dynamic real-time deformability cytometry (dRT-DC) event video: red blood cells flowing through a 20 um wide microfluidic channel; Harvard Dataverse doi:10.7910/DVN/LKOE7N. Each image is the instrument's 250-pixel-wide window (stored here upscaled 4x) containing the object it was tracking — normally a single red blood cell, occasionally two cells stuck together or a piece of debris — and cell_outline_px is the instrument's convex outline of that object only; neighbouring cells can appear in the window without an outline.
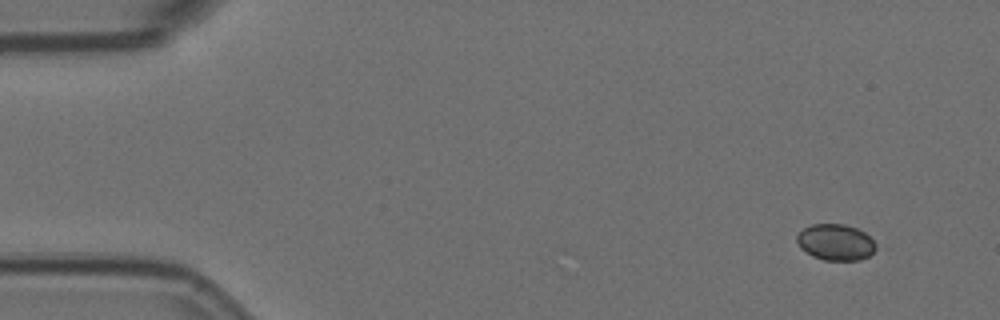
{"species": "Egyptian fruit bat (a non-hibernating species)", "species_latin": "Rousettus aegyptiacus", "temperature_condition": "room temperature", "stored_images_in_passage": 54, "camera_frame_rate_fps": 3000, "um_per_image_px": 0.085, "animal": {"sex": "female"}, "frame": {"image": 1, "passage_image": 1, "time_ms": 0.0, "image_size_px": [1000, 320], "cell_outline_px": [[872, 252], [864, 256], [848, 260], [832, 260], [816, 256], [808, 252], [800, 244], [800, 240], [808, 228], [820, 224], [832, 224], [852, 228], [860, 232], [872, 244]], "centroid_in_image_um": [71.02, 20.61], "position_along_channel_um": 14.0, "area_um2": 14.28}}
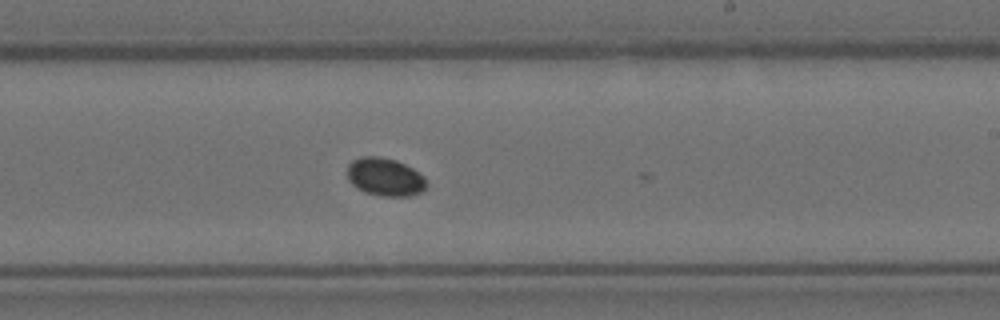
{"frame": {"image": 2, "passage_image": 31, "time_ms": 10.0, "image_size_px": [1000, 320], "cell_outline_px": [[420, 188], [408, 192], [380, 192], [364, 188], [352, 180], [352, 168], [360, 160], [384, 160], [400, 164], [408, 168], [420, 180]], "centroid_in_image_um": [32.69, 15.01], "position_along_channel_um": 256.3, "area_um2": 12.6}}
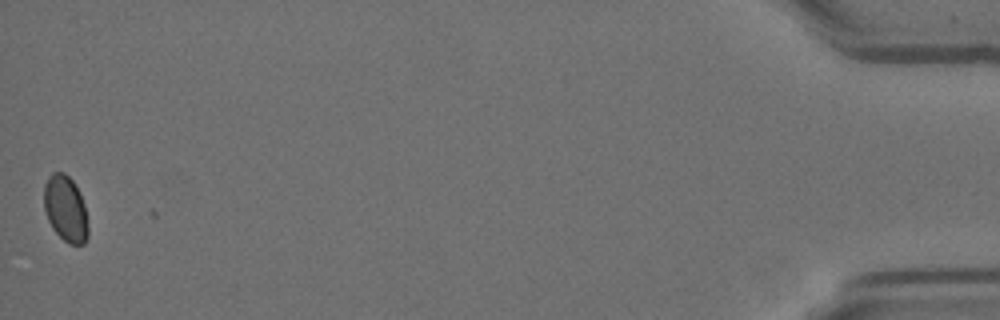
{"frame": {"image": 3, "passage_image": 54, "time_ms": 17.667, "image_size_px": [1000, 320], "cell_outline_px": [[84, 240], [80, 244], [72, 244], [60, 236], [52, 224], [48, 216], [44, 200], [44, 196], [48, 184], [60, 172], [76, 188], [80, 196], [84, 208]], "centroid_in_image_um": [5.56, 17.8], "position_along_channel_um": 429.6, "area_um2": 14.45}}